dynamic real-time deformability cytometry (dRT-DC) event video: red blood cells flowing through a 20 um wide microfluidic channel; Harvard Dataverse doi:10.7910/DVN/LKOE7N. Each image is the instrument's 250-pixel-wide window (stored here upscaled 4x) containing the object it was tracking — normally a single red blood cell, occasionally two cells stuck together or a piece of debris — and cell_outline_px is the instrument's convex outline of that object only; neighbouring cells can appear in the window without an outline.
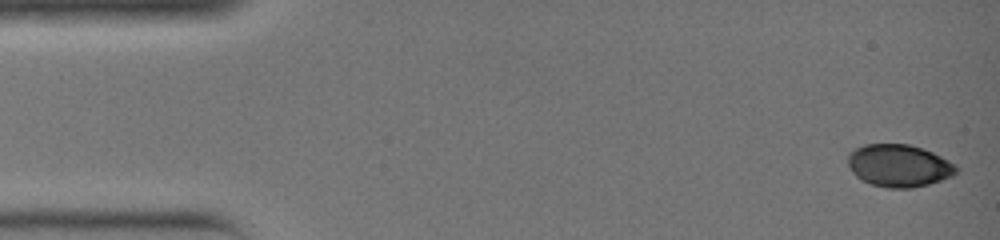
{"species": "common noctule bat (a hibernating species)", "species_latin": "Nyctalus noctula", "temperature_condition": "warm", "stored_images_in_passage": 36, "camera_frame_rate_fps": 3000, "um_per_image_px": 0.085, "animal": {"sex": "female", "body_mass_g": 19.0, "forearm_length_mm": 51.5}, "frame": {"image": 1, "passage_image": 1, "time_ms": 0.0, "image_size_px": [1000, 240], "cell_outline_px": [[956, 172], [952, 176], [928, 184], [912, 188], [888, 188], [872, 184], [860, 180], [848, 168], [848, 152], [864, 144], [908, 144], [932, 152], [956, 164]], "centroid_in_image_um": [76.36, 14.08], "position_along_channel_um": 8.6, "area_um2": 26.76}}
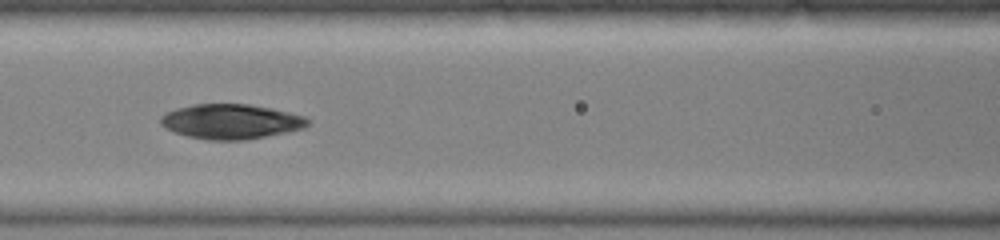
{"frame": {"image": 2, "passage_image": 16, "time_ms": 5.0, "image_size_px": [1000, 240], "cell_outline_px": [[312, 120], [304, 128], [288, 132], [244, 140], [208, 140], [188, 136], [164, 128], [160, 124], [160, 116], [176, 108], [192, 104], [248, 104], [272, 108], [308, 116]], "centroid_in_image_um": [19.67, 10.32], "position_along_channel_um": 146.9, "area_um2": 30.11}}
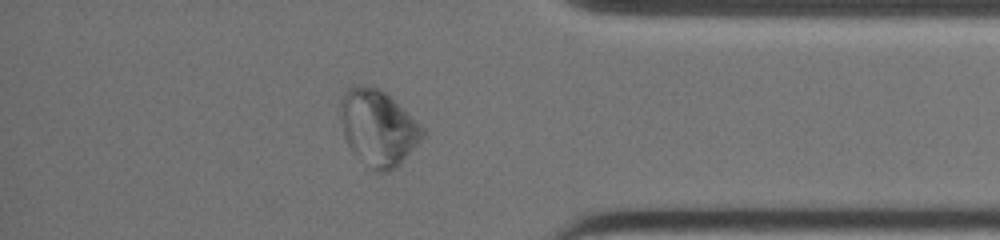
{"frame": {"image": 3, "passage_image": 31, "time_ms": 10.0, "image_size_px": [1000, 240], "cell_outline_px": [[428, 132], [400, 164], [388, 172], [376, 172], [356, 156], [352, 152], [344, 136], [340, 104], [340, 100], [344, 92], [352, 84], [364, 84], [380, 88], [416, 120]], "centroid_in_image_um": [32.14, 10.84], "position_along_channel_um": 403.1, "area_um2": 36.3}}